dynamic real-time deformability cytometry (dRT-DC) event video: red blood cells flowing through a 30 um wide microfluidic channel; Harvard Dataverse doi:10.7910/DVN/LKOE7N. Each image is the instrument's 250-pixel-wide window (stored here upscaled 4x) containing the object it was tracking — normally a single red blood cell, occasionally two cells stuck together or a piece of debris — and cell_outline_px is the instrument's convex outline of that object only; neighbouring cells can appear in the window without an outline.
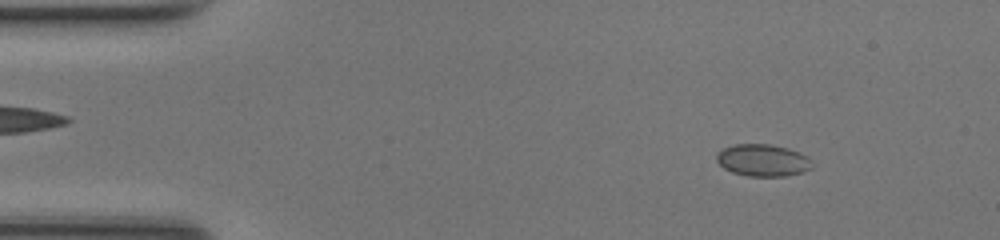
{"species": "common noctule bat (a hibernating species)", "species_latin": "Nyctalus noctula", "temperature_condition": "room temperature", "stored_images_in_passage": 48, "camera_frame_rate_fps": 3000, "um_per_image_px": 0.085, "animal": {"sex": "female", "body_mass_g": 17.0, "forearm_length_mm": 48.0}, "frame": {"image": 1, "passage_image": 6, "time_ms": 1.667, "image_size_px": [1000, 240], "cell_outline_px": [[812, 168], [800, 172], [784, 176], [748, 176], [732, 172], [724, 168], [716, 160], [716, 156], [724, 148], [736, 144], [768, 144], [788, 148], [812, 160]], "centroid_in_image_um": [64.82, 13.63], "position_along_channel_um": 20.2, "area_um2": 17.51}}
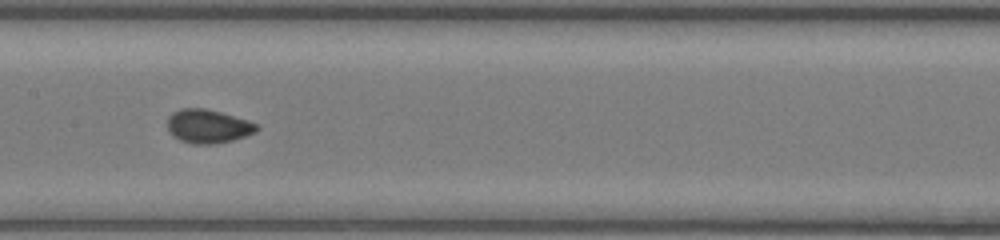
{"frame": {"image": 2, "passage_image": 24, "time_ms": 7.667, "image_size_px": [1000, 240], "cell_outline_px": [[260, 128], [256, 132], [232, 140], [216, 144], [192, 144], [180, 140], [168, 128], [168, 116], [172, 112], [180, 108], [204, 108], [220, 112], [248, 120], [256, 124]], "centroid_in_image_um": [17.69, 10.73], "position_along_channel_um": 189.7, "area_um2": 17.4}}
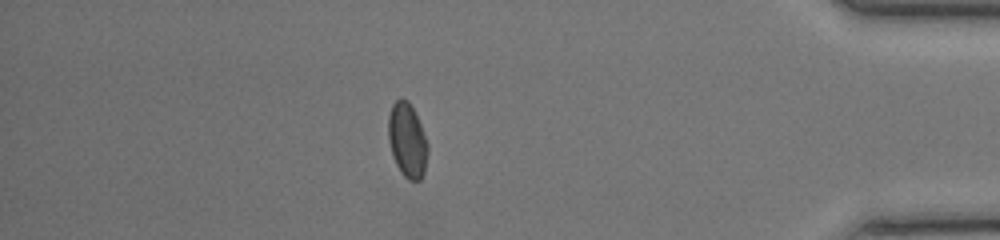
{"frame": {"image": 3, "passage_image": 42, "time_ms": 13.667, "image_size_px": [1000, 240], "cell_outline_px": [[428, 152], [424, 172], [420, 180], [408, 180], [400, 172], [392, 156], [388, 140], [388, 116], [392, 104], [400, 96], [408, 100], [420, 124], [428, 144]], "centroid_in_image_um": [34.6, 11.92], "position_along_channel_um": 400.6, "area_um2": 17.22}}